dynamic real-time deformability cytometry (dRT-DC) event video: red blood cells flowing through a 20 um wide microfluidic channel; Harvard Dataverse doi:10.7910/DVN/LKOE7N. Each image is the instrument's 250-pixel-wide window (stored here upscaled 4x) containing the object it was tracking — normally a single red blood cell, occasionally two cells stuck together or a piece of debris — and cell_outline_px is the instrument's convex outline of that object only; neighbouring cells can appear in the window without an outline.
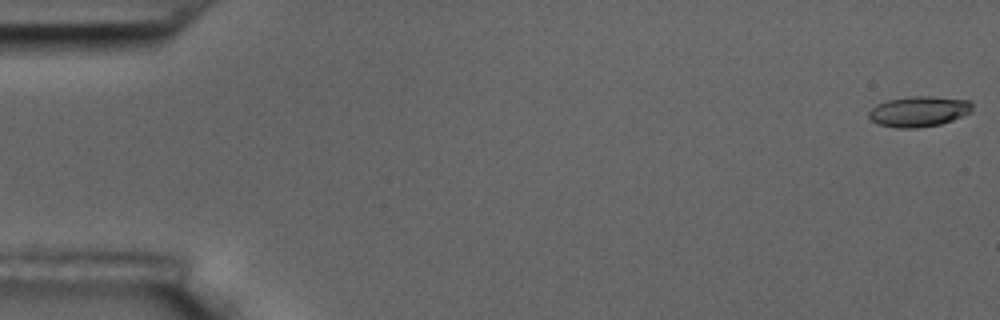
{"species": "common noctule bat (a hibernating species)", "species_latin": "Nyctalus noctula", "temperature_condition": "room temperature", "stored_images_in_passage": 5, "camera_frame_rate_fps": 3000, "um_per_image_px": 0.085, "animal": {"sex": "male", "body_mass_g": 17.5, "forearm_length_mm": 52.3}, "frame": {"image": 1, "passage_image": 1, "time_ms": 0.0, "image_size_px": [1000, 320], "cell_outline_px": [[972, 112], [952, 120], [940, 124], [916, 128], [896, 128], [876, 124], [868, 116], [868, 112], [876, 104], [888, 100], [912, 96], [932, 96], [972, 100]], "centroid_in_image_um": [78.11, 9.47], "position_along_channel_um": 6.9, "area_um2": 18.55}}
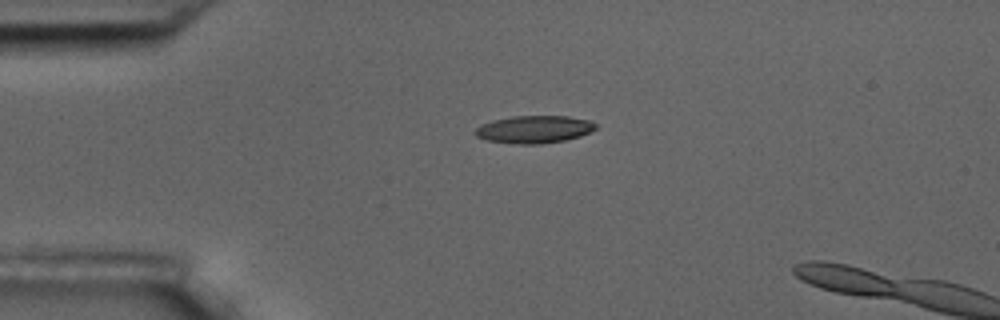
{"frame": {"image": 2, "passage_image": 4, "time_ms": 4.333, "image_size_px": [1000, 320], "cell_outline_px": [[600, 128], [580, 136], [564, 140], [540, 144], [520, 144], [488, 140], [476, 136], [472, 132], [480, 124], [492, 120], [512, 116], [568, 116], [588, 120], [596, 124]], "centroid_in_image_um": [45.4, 10.99], "position_along_channel_um": 39.6, "area_um2": 19.42}}